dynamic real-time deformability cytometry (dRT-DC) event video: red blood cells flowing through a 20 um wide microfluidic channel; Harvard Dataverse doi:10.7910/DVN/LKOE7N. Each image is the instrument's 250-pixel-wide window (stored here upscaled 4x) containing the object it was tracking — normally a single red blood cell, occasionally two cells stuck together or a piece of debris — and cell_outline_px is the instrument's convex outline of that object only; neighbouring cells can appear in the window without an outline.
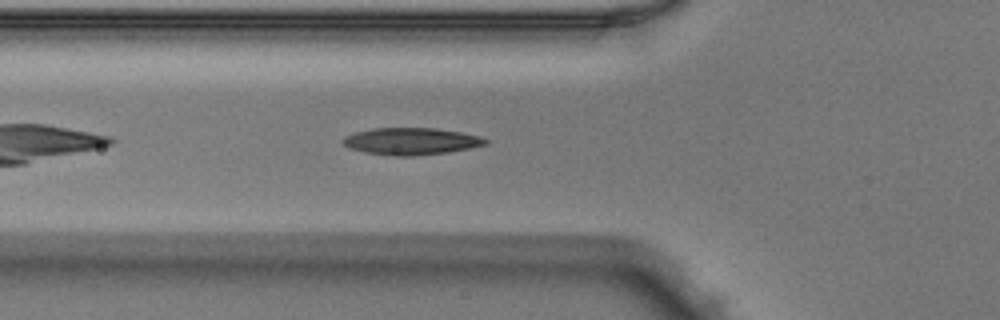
{"species": "Egyptian fruit bat (a non-hibernating species)", "species_latin": "Rousettus aegyptiacus", "temperature_condition": "warm", "stored_images_in_passage": 37, "camera_frame_rate_fps": 3000, "um_per_image_px": 0.085, "animal": {"sex": "male"}, "frame": {"image": 1, "passage_image": 5, "time_ms": 1.333, "image_size_px": [1000, 320], "cell_outline_px": [[488, 140], [484, 144], [464, 148], [440, 152], [368, 152], [352, 148], [344, 144], [344, 140], [348, 136], [360, 132], [376, 128], [432, 128], [456, 132], [476, 136]], "centroid_in_image_um": [34.95, 11.93], "position_along_channel_um": 90.9, "area_um2": 19.77}}
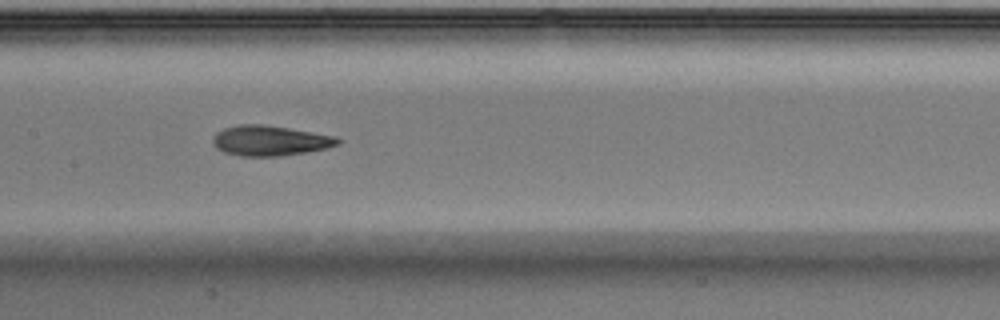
{"frame": {"image": 2, "passage_image": 12, "time_ms": 3.667, "image_size_px": [1000, 320], "cell_outline_px": [[340, 140], [336, 144], [324, 148], [300, 152], [272, 156], [248, 156], [228, 152], [220, 148], [216, 144], [216, 136], [220, 132], [228, 128], [248, 124], [284, 128], [308, 132], [328, 136]], "centroid_in_image_um": [22.95, 11.97], "position_along_channel_um": 184.4, "area_um2": 19.88}}
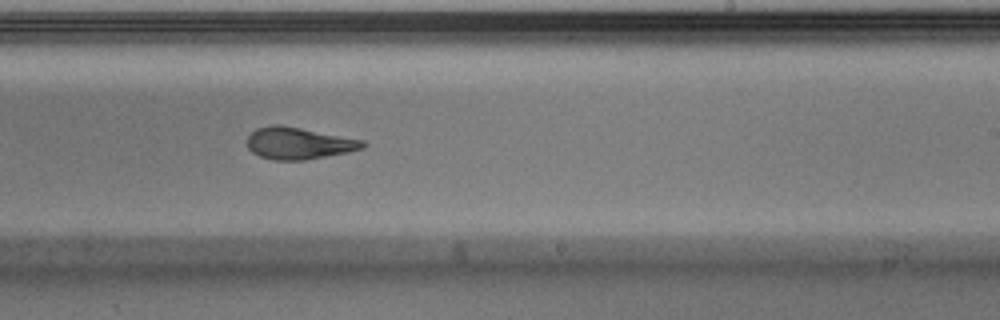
{"frame": {"image": 3, "passage_image": 18, "time_ms": 5.667, "image_size_px": [1000, 320], "cell_outline_px": [[364, 144], [360, 148], [344, 152], [300, 160], [276, 160], [260, 156], [252, 152], [248, 148], [248, 136], [252, 132], [260, 128], [296, 128], [360, 140]], "centroid_in_image_um": [25.32, 12.23], "position_along_channel_um": 263.7, "area_um2": 19.65}}